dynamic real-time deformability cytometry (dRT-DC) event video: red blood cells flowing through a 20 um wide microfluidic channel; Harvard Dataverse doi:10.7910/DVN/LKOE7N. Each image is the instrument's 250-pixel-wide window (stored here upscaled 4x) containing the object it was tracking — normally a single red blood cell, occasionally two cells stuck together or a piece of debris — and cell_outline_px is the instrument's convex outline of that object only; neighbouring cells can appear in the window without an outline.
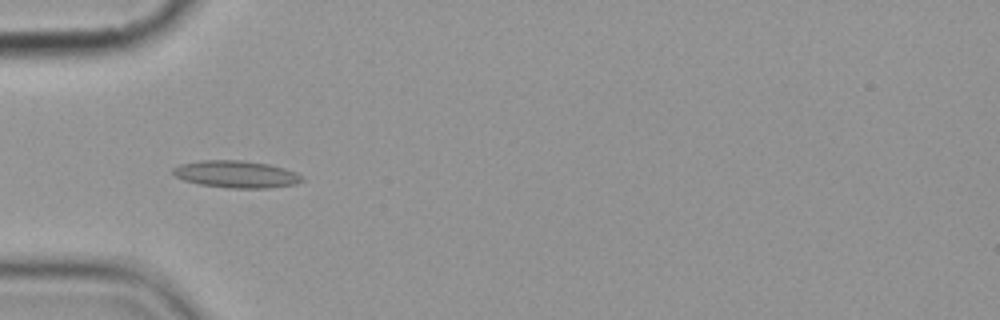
{"species": "common noctule bat (a hibernating species)", "species_latin": "Nyctalus noctula", "temperature_condition": "cold", "stored_images_in_passage": 6, "camera_frame_rate_fps": 3000, "um_per_image_px": 0.085, "animal": {"sex": "female", "body_mass_g": 19.9}, "frame": {"image": 1, "passage_image": 2, "time_ms": 1.0, "image_size_px": [1000, 320], "cell_outline_px": [[304, 180], [296, 184], [268, 188], [228, 188], [200, 184], [184, 180], [176, 176], [172, 172], [172, 168], [180, 164], [200, 160], [244, 160], [268, 164], [284, 168], [296, 172]], "centroid_in_image_um": [20.07, 14.8], "position_along_channel_um": 64.9, "area_um2": 20.4}}
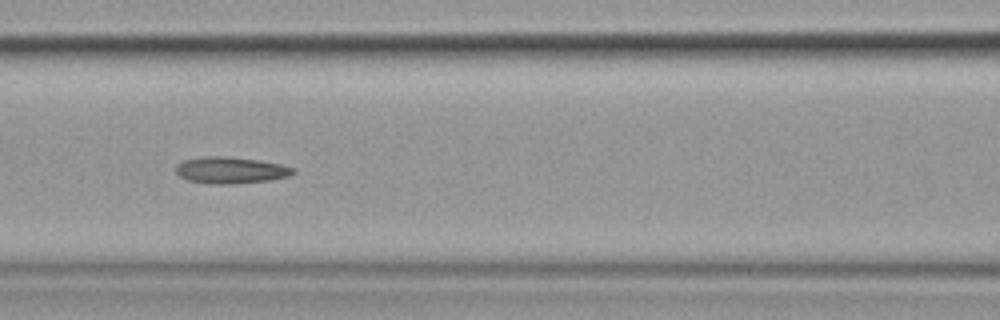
{"frame": {"image": 2, "passage_image": 4, "time_ms": 3.333, "image_size_px": [1000, 320], "cell_outline_px": [[296, 172], [288, 176], [268, 180], [232, 184], [208, 184], [188, 180], [180, 176], [176, 172], [176, 164], [184, 160], [204, 156], [224, 156], [256, 160], [280, 164], [296, 168]], "centroid_in_image_um": [19.59, 14.47], "position_along_channel_um": 147.0, "area_um2": 18.09}}
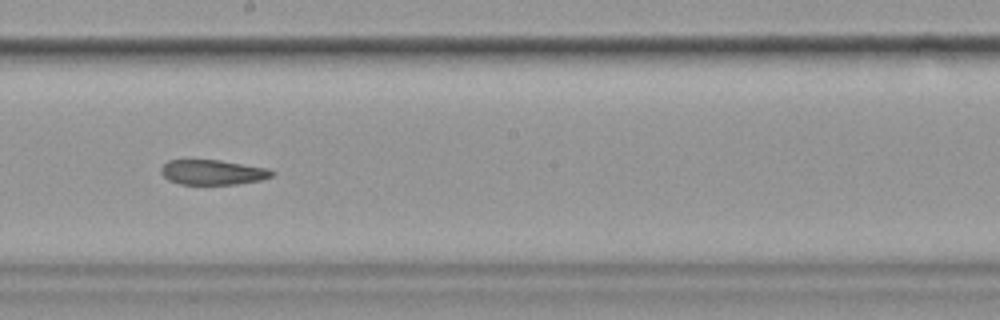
{"frame": {"image": 3, "passage_image": 6, "time_ms": 5.667, "image_size_px": [1000, 320], "cell_outline_px": [[276, 172], [272, 176], [260, 180], [236, 184], [180, 184], [168, 180], [160, 172], [160, 168], [168, 160], [220, 160], [268, 168]], "centroid_in_image_um": [18.08, 14.64], "position_along_channel_um": 230.1, "area_um2": 16.13}}